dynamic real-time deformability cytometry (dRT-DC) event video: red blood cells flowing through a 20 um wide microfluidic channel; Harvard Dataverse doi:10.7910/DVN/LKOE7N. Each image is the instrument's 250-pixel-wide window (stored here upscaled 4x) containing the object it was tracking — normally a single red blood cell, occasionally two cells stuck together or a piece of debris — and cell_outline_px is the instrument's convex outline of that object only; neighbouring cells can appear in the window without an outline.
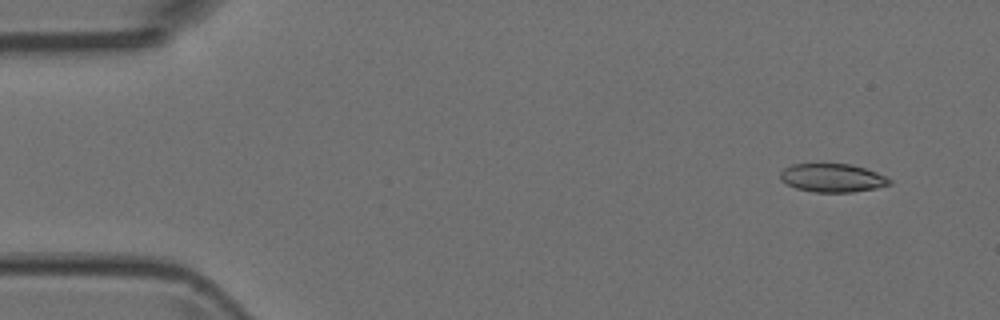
{"species": "Egyptian fruit bat (a non-hibernating species)", "species_latin": "Rousettus aegyptiacus", "temperature_condition": "room temperature", "stored_images_in_passage": 4, "camera_frame_rate_fps": 3000, "um_per_image_px": 0.085, "animal": {"sex": "female"}, "frame": {"image": 1, "passage_image": 1, "time_ms": 0.0, "image_size_px": [1000, 320], "cell_outline_px": [[892, 184], [876, 188], [852, 192], [816, 192], [796, 188], [780, 180], [780, 172], [784, 168], [792, 164], [852, 164], [876, 172], [892, 180]], "centroid_in_image_um": [70.76, 15.12], "position_along_channel_um": 14.2, "area_um2": 18.03}}
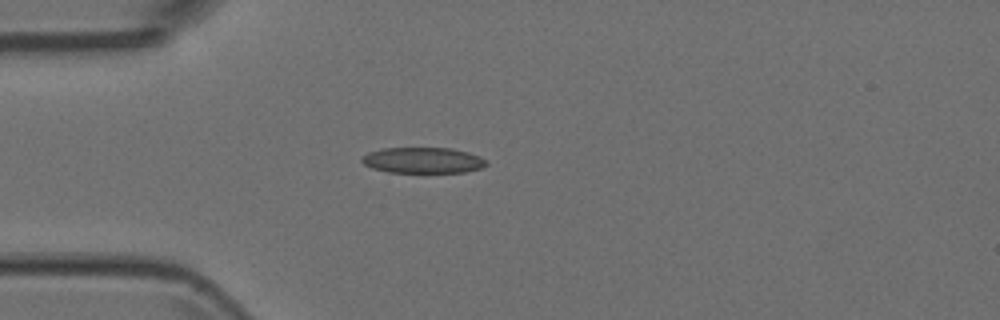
{"frame": {"image": 2, "passage_image": 4, "time_ms": 1.0, "image_size_px": [1000, 320], "cell_outline_px": [[488, 164], [480, 168], [464, 172], [388, 172], [372, 168], [364, 164], [360, 160], [368, 152], [384, 148], [452, 148], [468, 152], [480, 156], [488, 160]], "centroid_in_image_um": [35.97, 13.62], "position_along_channel_um": 49.0, "area_um2": 18.73}}